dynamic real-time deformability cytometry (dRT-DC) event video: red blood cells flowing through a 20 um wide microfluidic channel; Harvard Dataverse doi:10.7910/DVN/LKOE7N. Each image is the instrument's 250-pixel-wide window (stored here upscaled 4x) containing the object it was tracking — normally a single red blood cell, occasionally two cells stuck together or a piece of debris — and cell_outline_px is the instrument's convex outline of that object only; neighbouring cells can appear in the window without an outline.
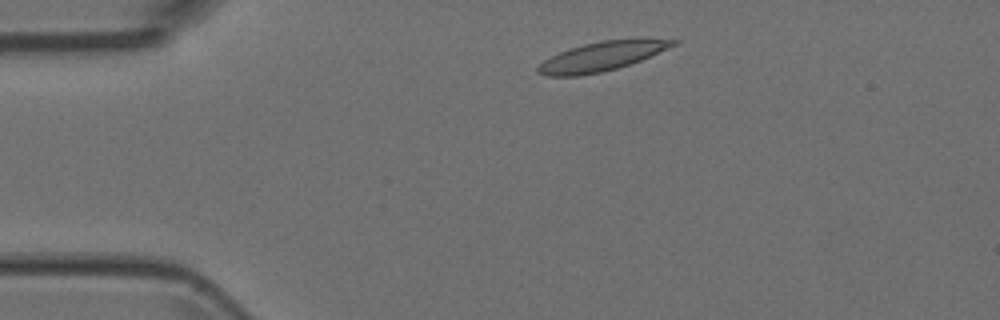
{"species": "Egyptian fruit bat (a non-hibernating species)", "species_latin": "Rousettus aegyptiacus", "temperature_condition": "room temperature", "stored_images_in_passage": 2, "camera_frame_rate_fps": 3000, "um_per_image_px": 0.085, "animal": {"sex": "female"}, "frame": {"image": 1, "passage_image": 1, "time_ms": 0.0, "image_size_px": [1000, 320], "cell_outline_px": [[680, 40], [676, 44], [640, 60], [604, 72], [576, 76], [544, 76], [536, 72], [536, 68], [544, 60], [560, 52], [584, 44], [600, 40], [640, 36]], "centroid_in_image_um": [51.2, 4.75], "position_along_channel_um": 33.8, "area_um2": 23.41}}